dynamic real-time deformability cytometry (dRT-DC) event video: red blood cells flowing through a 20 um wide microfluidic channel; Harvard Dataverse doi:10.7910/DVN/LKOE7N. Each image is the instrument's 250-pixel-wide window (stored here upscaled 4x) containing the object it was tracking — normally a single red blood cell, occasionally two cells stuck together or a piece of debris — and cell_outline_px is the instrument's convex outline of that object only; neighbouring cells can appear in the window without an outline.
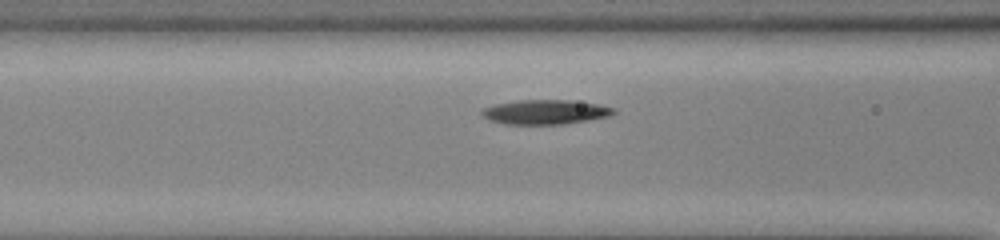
{"species": "common noctule bat (a hibernating species)", "species_latin": "Nyctalus noctula", "temperature_condition": "cold", "stored_images_in_passage": 15, "camera_frame_rate_fps": 3000, "um_per_image_px": 0.085, "animal": {"sex": "male", "body_mass_g": 13.0, "forearm_length_mm": 53.1}, "frame": {"image": 1, "passage_image": 13, "time_ms": 4.0, "image_size_px": [1000, 240], "cell_outline_px": [[616, 112], [608, 116], [588, 120], [564, 124], [504, 124], [488, 120], [480, 112], [484, 108], [496, 104], [516, 100], [568, 100], [596, 104], [616, 108]], "centroid_in_image_um": [46.33, 9.52], "position_along_channel_um": 120.3, "area_um2": 18.73}}